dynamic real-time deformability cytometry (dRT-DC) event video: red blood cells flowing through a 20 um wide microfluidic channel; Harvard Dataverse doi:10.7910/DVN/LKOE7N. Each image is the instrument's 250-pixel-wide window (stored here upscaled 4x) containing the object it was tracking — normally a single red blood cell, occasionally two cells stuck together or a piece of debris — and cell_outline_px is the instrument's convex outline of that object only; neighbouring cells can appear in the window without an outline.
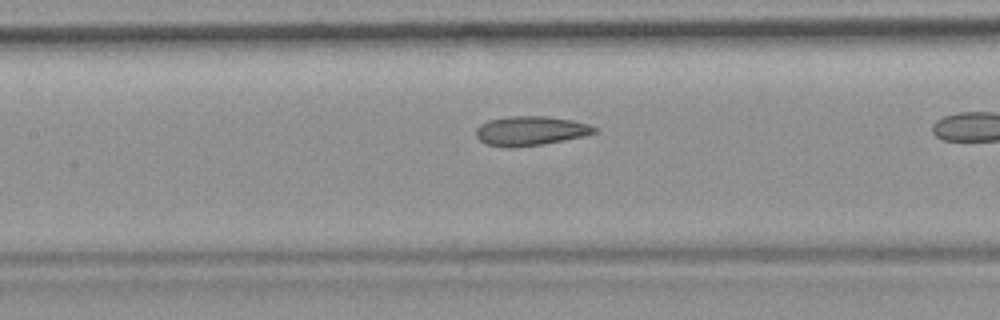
{"species": "common noctule bat (a hibernating species)", "species_latin": "Nyctalus noctula", "temperature_condition": "room temperature", "stored_images_in_passage": 33, "camera_frame_rate_fps": 3000, "um_per_image_px": 0.085, "animal": {"sex": "female", "body_mass_g": 19.9}, "frame": {"image": 1, "passage_image": 10, "time_ms": 3.0, "image_size_px": [1000, 320], "cell_outline_px": [[600, 132], [588, 136], [544, 144], [512, 148], [508, 148], [488, 144], [480, 140], [476, 136], [476, 128], [480, 124], [488, 120], [508, 116], [548, 116], [572, 120], [588, 124], [600, 128]], "centroid_in_image_um": [45.17, 11.12], "position_along_channel_um": 162.2, "area_um2": 20.69}, "authors_computed_cell_mechanics": {"area_um2": 19.7098, "velocity_mm_per_s": 3.7689, "shape_relaxation_time_tau1_ms": null, "shape_relaxation_time_tau2_ms": 2.2447, "deformation_change_tau1": null, "deformation_change_tau2": 0.1075}}